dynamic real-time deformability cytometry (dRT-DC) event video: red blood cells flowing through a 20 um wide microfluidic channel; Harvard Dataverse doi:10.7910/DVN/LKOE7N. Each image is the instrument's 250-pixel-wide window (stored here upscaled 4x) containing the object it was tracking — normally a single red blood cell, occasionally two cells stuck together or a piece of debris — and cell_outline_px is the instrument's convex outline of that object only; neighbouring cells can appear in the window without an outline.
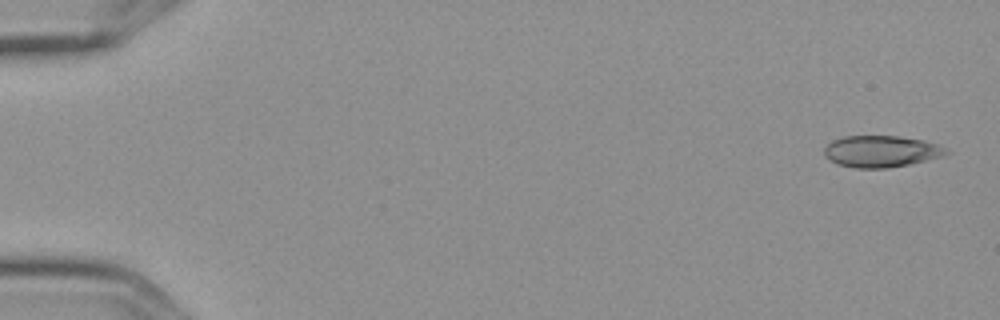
{"species": "Egyptian fruit bat (a non-hibernating species)", "species_latin": "Rousettus aegyptiacus", "temperature_condition": "cold", "stored_images_in_passage": 9, "camera_frame_rate_fps": 3000, "um_per_image_px": 0.085, "frame": {"image": 1, "passage_image": 1, "time_ms": 0.0, "image_size_px": [1000, 320], "cell_outline_px": [[952, 152], [940, 156], [908, 164], [888, 168], [856, 168], [840, 164], [824, 156], [824, 148], [832, 140], [844, 136], [900, 136], [924, 140], [940, 144]], "centroid_in_image_um": [74.92, 12.85], "position_along_channel_um": 10.1, "area_um2": 22.37}}
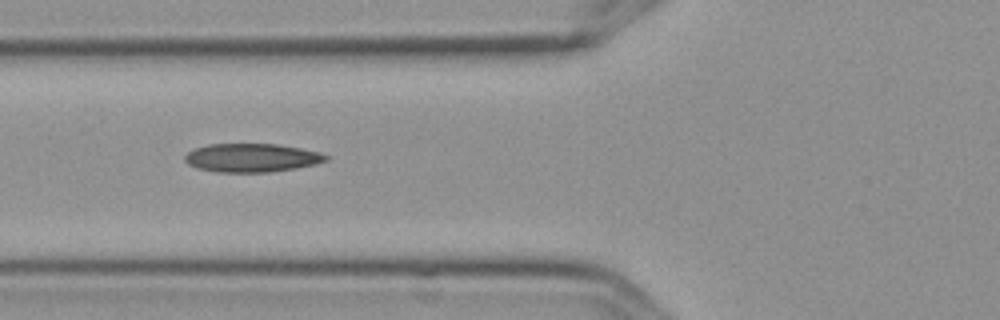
{"frame": {"image": 2, "passage_image": 6, "time_ms": 1.667, "image_size_px": [1000, 320], "cell_outline_px": [[328, 160], [316, 164], [296, 168], [268, 172], [216, 172], [196, 168], [188, 164], [184, 160], [184, 156], [188, 152], [196, 148], [208, 144], [276, 144], [300, 148], [320, 152], [328, 156]], "centroid_in_image_um": [21.38, 13.41], "position_along_channel_um": 104.4, "area_um2": 23.47}}
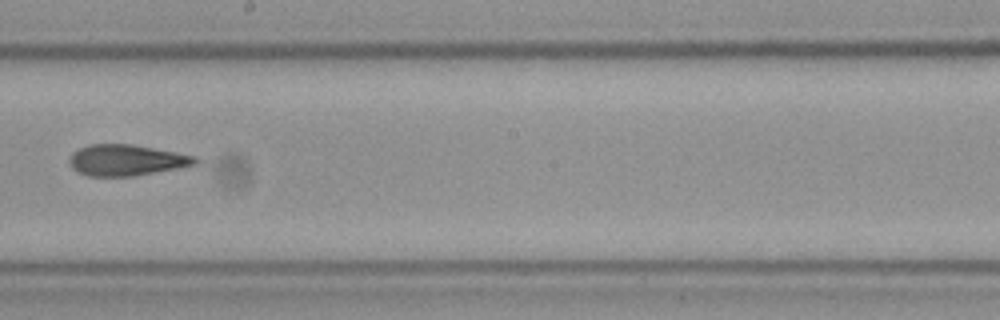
{"frame": {"image": 3, "passage_image": 9, "time_ms": 2.667, "image_size_px": [1000, 320], "cell_outline_px": [[200, 160], [196, 164], [176, 168], [132, 176], [88, 176], [72, 168], [68, 160], [72, 152], [88, 144], [132, 144], [176, 152], [196, 156]], "centroid_in_image_um": [10.73, 13.6], "position_along_channel_um": 237.5, "area_um2": 22.66}}